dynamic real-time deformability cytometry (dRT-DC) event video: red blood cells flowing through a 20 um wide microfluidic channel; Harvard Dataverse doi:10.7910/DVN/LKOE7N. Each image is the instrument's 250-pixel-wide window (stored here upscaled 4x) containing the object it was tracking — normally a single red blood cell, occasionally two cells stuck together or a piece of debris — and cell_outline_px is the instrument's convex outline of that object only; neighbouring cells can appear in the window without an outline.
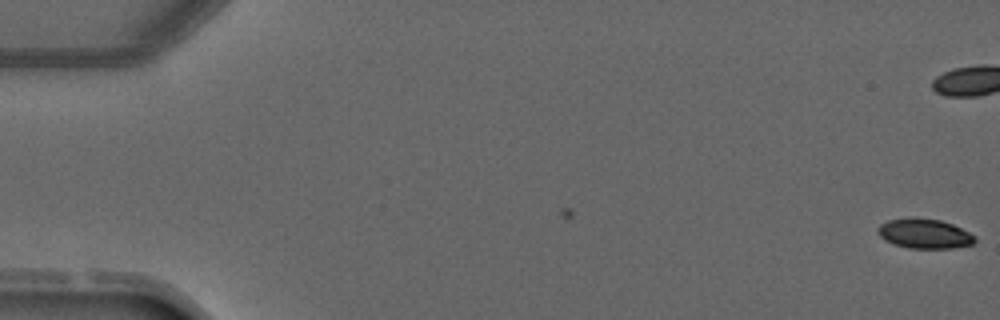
{"species": "common noctule bat (a hibernating species)", "species_latin": "Nyctalus noctula", "temperature_condition": "warm", "stored_images_in_passage": 5, "camera_frame_rate_fps": 3000, "um_per_image_px": 0.085, "animal": {"sex": "male", "forearm_length_mm": 52.5}, "frame": {"image": 1, "passage_image": 1, "time_ms": 0.0, "image_size_px": [1000, 320], "cell_outline_px": [[976, 240], [972, 244], [952, 248], [908, 248], [892, 244], [884, 240], [876, 232], [876, 228], [880, 224], [888, 220], [912, 216], [916, 216], [940, 220], [952, 224], [976, 236]], "centroid_in_image_um": [78.52, 19.84], "position_along_channel_um": 6.5, "area_um2": 17.11}}
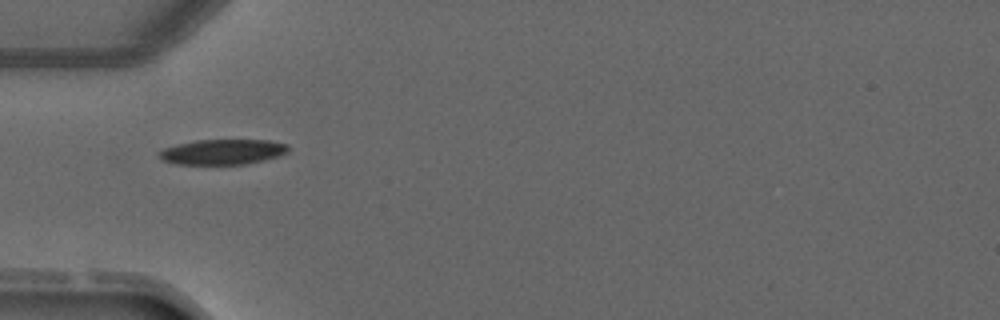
{"frame": {"image": 2, "passage_image": 5, "time_ms": 5.333, "image_size_px": [1000, 320], "cell_outline_px": [[288, 152], [264, 160], [244, 164], [176, 164], [164, 160], [160, 156], [160, 152], [164, 148], [176, 144], [196, 140], [268, 140], [288, 144]], "centroid_in_image_um": [18.94, 12.9], "position_along_channel_um": 66.1, "area_um2": 18.79}}